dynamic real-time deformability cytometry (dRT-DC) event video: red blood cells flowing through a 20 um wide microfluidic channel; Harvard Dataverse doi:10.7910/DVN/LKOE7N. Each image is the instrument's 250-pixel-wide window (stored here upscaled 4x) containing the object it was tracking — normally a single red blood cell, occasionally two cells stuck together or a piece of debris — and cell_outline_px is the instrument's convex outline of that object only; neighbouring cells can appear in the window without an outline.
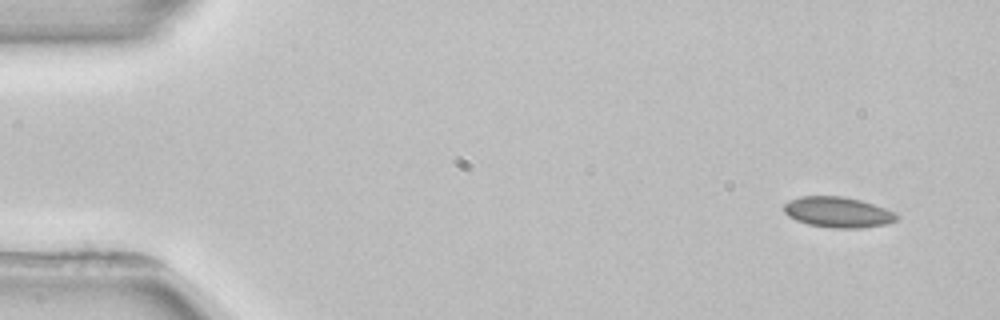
{"species": "common noctule bat (a hibernating species)", "species_latin": "Nyctalus noctula", "temperature_condition": "room temperature", "stored_images_in_passage": 3, "camera_frame_rate_fps": 3000, "um_per_image_px": 0.085, "animal": {"sex": "female", "body_mass_g": 22.7, "forearm_length_mm": 54.2}, "frame": {"image": 1, "passage_image": 1, "time_ms": 0.0, "image_size_px": [1000, 320], "cell_outline_px": [[900, 216], [896, 220], [888, 224], [860, 228], [832, 228], [808, 224], [796, 220], [788, 216], [784, 212], [784, 204], [800, 196], [844, 196], [860, 200], [896, 212]], "centroid_in_image_um": [71.24, 18.04], "position_along_channel_um": 13.8, "area_um2": 20.11}}
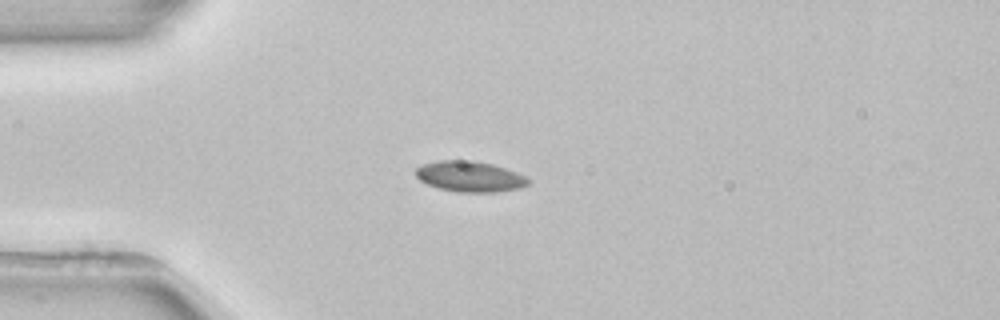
{"frame": {"image": 2, "passage_image": 3, "time_ms": 3.333, "image_size_px": [1000, 320], "cell_outline_px": [[528, 184], [520, 188], [496, 192], [460, 192], [440, 188], [428, 184], [420, 180], [416, 176], [416, 168], [424, 164], [436, 160], [472, 160], [492, 164], [516, 172], [524, 176], [528, 180]], "centroid_in_image_um": [39.92, 14.99], "position_along_channel_um": 45.1, "area_um2": 19.88}}